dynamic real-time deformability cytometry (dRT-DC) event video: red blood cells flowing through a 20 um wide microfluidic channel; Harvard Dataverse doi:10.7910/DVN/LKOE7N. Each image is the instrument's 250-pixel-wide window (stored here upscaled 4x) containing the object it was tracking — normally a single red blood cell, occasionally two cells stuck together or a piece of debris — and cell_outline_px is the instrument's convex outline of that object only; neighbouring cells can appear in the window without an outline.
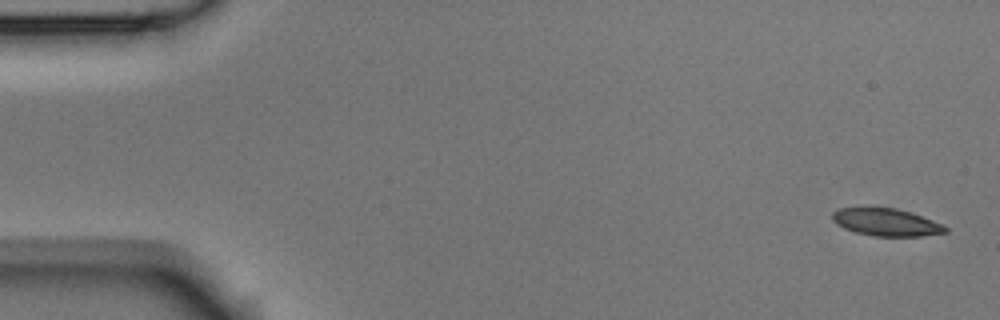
{"species": "Egyptian fruit bat (a non-hibernating species)", "species_latin": "Rousettus aegyptiacus", "temperature_condition": "room temperature", "stored_images_in_passage": 5, "camera_frame_rate_fps": 3000, "um_per_image_px": 0.085, "animal": {"sex": "male"}, "frame": {"image": 1, "passage_image": 1, "time_ms": 0.0, "image_size_px": [1000, 320], "cell_outline_px": [[948, 232], [920, 236], [872, 236], [856, 232], [844, 228], [836, 224], [832, 220], [832, 212], [840, 208], [856, 204], [896, 208], [944, 224], [948, 228]], "centroid_in_image_um": [75.24, 18.84], "position_along_channel_um": 9.8, "area_um2": 18.73}}
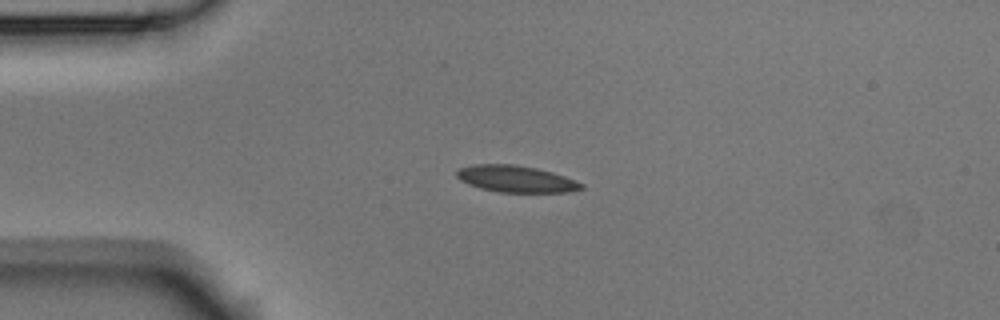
{"frame": {"image": 2, "passage_image": 4, "time_ms": 1.0, "image_size_px": [1000, 320], "cell_outline_px": [[584, 188], [568, 192], [500, 192], [480, 188], [468, 184], [460, 180], [456, 176], [456, 172], [460, 168], [476, 164], [512, 164], [536, 168], [552, 172], [564, 176], [584, 184]], "centroid_in_image_um": [43.85, 15.21], "position_along_channel_um": 41.1, "area_um2": 19.25}}